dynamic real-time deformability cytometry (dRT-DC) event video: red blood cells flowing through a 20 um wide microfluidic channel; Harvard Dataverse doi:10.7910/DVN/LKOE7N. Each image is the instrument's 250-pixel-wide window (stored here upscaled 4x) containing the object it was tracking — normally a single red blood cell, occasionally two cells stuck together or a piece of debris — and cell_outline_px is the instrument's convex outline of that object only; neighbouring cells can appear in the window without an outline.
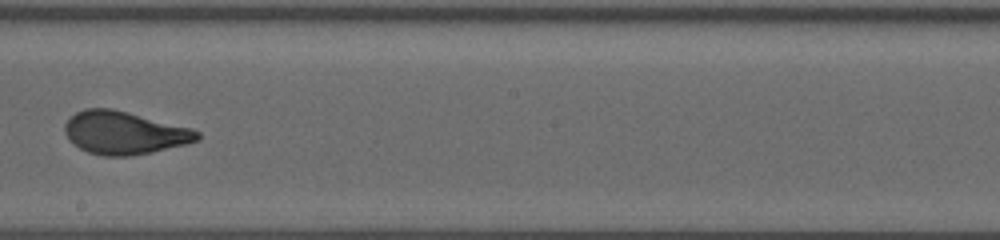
{"species": "human", "species_latin": "Homo sapiens", "temperature_condition": "warm", "stored_images_in_passage": 14, "camera_frame_rate_fps": 3000, "um_per_image_px": 0.085, "donor": {"sex": "female"}, "frame": {"image": 1, "passage_image": 12, "time_ms": 11.333, "image_size_px": [1000, 240], "cell_outline_px": [[200, 140], [152, 152], [128, 156], [104, 156], [88, 152], [80, 148], [68, 140], [64, 132], [64, 124], [76, 112], [84, 108], [112, 108], [192, 128], [200, 132]], "centroid_in_image_um": [10.55, 11.28], "position_along_channel_um": 237.7, "area_um2": 33.12}}